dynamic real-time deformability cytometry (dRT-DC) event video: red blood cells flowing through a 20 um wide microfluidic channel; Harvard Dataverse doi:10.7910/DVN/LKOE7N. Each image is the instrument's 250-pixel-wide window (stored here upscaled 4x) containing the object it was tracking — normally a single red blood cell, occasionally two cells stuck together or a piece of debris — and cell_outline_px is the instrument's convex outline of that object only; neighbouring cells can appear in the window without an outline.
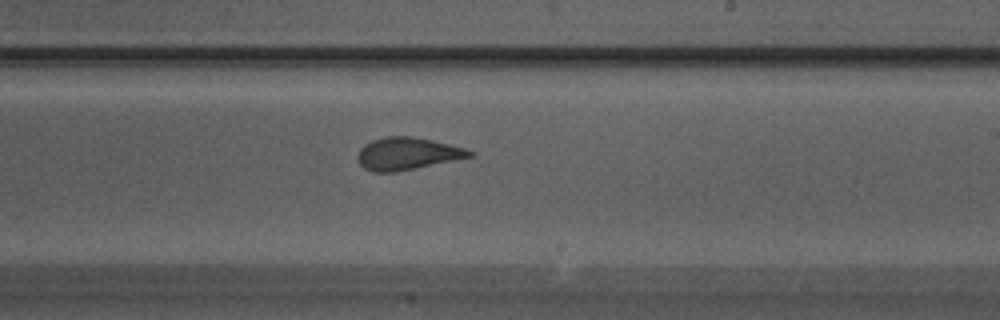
{"species": "Egyptian fruit bat (a non-hibernating species)", "species_latin": "Rousettus aegyptiacus", "temperature_condition": "warm", "stored_images_in_passage": 27, "camera_frame_rate_fps": 3000, "um_per_image_px": 0.085, "animal": {"sex": "male"}, "frame": {"image": 1, "passage_image": 16, "time_ms": 5.0, "image_size_px": [1000, 320], "cell_outline_px": [[476, 156], [396, 172], [372, 172], [364, 168], [356, 160], [356, 156], [360, 148], [364, 144], [372, 140], [388, 136], [412, 136], [432, 140], [464, 148], [476, 152]], "centroid_in_image_um": [34.62, 13.07], "position_along_channel_um": 254.4, "area_um2": 21.33}}
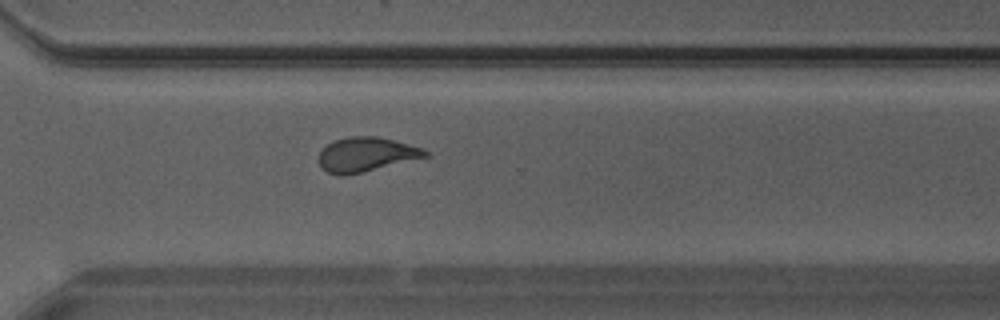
{"frame": {"image": 2, "passage_image": 20, "time_ms": 6.333, "image_size_px": [1000, 320], "cell_outline_px": [[428, 156], [344, 176], [340, 176], [328, 172], [320, 164], [320, 152], [332, 140], [352, 136], [376, 136], [408, 144], [420, 148], [428, 152]], "centroid_in_image_um": [31.09, 13.12], "position_along_channel_um": 339.5, "area_um2": 20.75}}